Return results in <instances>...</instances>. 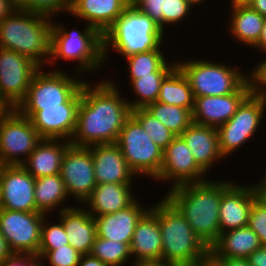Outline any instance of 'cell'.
<instances>
[{
	"label": "cell",
	"mask_w": 266,
	"mask_h": 266,
	"mask_svg": "<svg viewBox=\"0 0 266 266\" xmlns=\"http://www.w3.org/2000/svg\"><path fill=\"white\" fill-rule=\"evenodd\" d=\"M249 71L252 92L266 101V57Z\"/></svg>",
	"instance_id": "7bdbcfd3"
},
{
	"label": "cell",
	"mask_w": 266,
	"mask_h": 266,
	"mask_svg": "<svg viewBox=\"0 0 266 266\" xmlns=\"http://www.w3.org/2000/svg\"><path fill=\"white\" fill-rule=\"evenodd\" d=\"M0 102H7L0 93Z\"/></svg>",
	"instance_id": "91938a15"
},
{
	"label": "cell",
	"mask_w": 266,
	"mask_h": 266,
	"mask_svg": "<svg viewBox=\"0 0 266 266\" xmlns=\"http://www.w3.org/2000/svg\"><path fill=\"white\" fill-rule=\"evenodd\" d=\"M218 62L205 59L176 61V66L189 81L194 97L229 95L249 78V73H242L236 66Z\"/></svg>",
	"instance_id": "52a82bcc"
},
{
	"label": "cell",
	"mask_w": 266,
	"mask_h": 266,
	"mask_svg": "<svg viewBox=\"0 0 266 266\" xmlns=\"http://www.w3.org/2000/svg\"><path fill=\"white\" fill-rule=\"evenodd\" d=\"M56 23L52 27L51 52L48 60L49 65H55L53 70H62L56 68V61L62 59L67 62L75 60L77 65L75 64L74 72L82 77L89 72L99 71L98 68H102L104 64L103 36L88 24L84 25L83 31L75 28L69 31L63 23Z\"/></svg>",
	"instance_id": "8992f818"
},
{
	"label": "cell",
	"mask_w": 266,
	"mask_h": 266,
	"mask_svg": "<svg viewBox=\"0 0 266 266\" xmlns=\"http://www.w3.org/2000/svg\"><path fill=\"white\" fill-rule=\"evenodd\" d=\"M265 110L266 101L251 92L239 105L236 113L217 128L220 152L225 159L257 133Z\"/></svg>",
	"instance_id": "30bf717a"
},
{
	"label": "cell",
	"mask_w": 266,
	"mask_h": 266,
	"mask_svg": "<svg viewBox=\"0 0 266 266\" xmlns=\"http://www.w3.org/2000/svg\"><path fill=\"white\" fill-rule=\"evenodd\" d=\"M146 109L176 136L193 123L192 111L180 106L156 101Z\"/></svg>",
	"instance_id": "d6a6232c"
},
{
	"label": "cell",
	"mask_w": 266,
	"mask_h": 266,
	"mask_svg": "<svg viewBox=\"0 0 266 266\" xmlns=\"http://www.w3.org/2000/svg\"><path fill=\"white\" fill-rule=\"evenodd\" d=\"M77 266H107L102 261H100L98 258L90 255L85 254L82 255L79 261V264Z\"/></svg>",
	"instance_id": "c3c4849f"
},
{
	"label": "cell",
	"mask_w": 266,
	"mask_h": 266,
	"mask_svg": "<svg viewBox=\"0 0 266 266\" xmlns=\"http://www.w3.org/2000/svg\"><path fill=\"white\" fill-rule=\"evenodd\" d=\"M257 183L260 195L266 200V181H261Z\"/></svg>",
	"instance_id": "6f0895ef"
},
{
	"label": "cell",
	"mask_w": 266,
	"mask_h": 266,
	"mask_svg": "<svg viewBox=\"0 0 266 266\" xmlns=\"http://www.w3.org/2000/svg\"><path fill=\"white\" fill-rule=\"evenodd\" d=\"M194 266H224L219 260L214 259L210 254L198 261Z\"/></svg>",
	"instance_id": "f5cc1de1"
},
{
	"label": "cell",
	"mask_w": 266,
	"mask_h": 266,
	"mask_svg": "<svg viewBox=\"0 0 266 266\" xmlns=\"http://www.w3.org/2000/svg\"><path fill=\"white\" fill-rule=\"evenodd\" d=\"M191 7L199 6L201 3L203 4L206 0H185Z\"/></svg>",
	"instance_id": "680465c9"
},
{
	"label": "cell",
	"mask_w": 266,
	"mask_h": 266,
	"mask_svg": "<svg viewBox=\"0 0 266 266\" xmlns=\"http://www.w3.org/2000/svg\"><path fill=\"white\" fill-rule=\"evenodd\" d=\"M81 256L82 254L70 244L51 251H38L41 266H77ZM44 261H47V263Z\"/></svg>",
	"instance_id": "f35d334b"
},
{
	"label": "cell",
	"mask_w": 266,
	"mask_h": 266,
	"mask_svg": "<svg viewBox=\"0 0 266 266\" xmlns=\"http://www.w3.org/2000/svg\"><path fill=\"white\" fill-rule=\"evenodd\" d=\"M58 216L69 244L80 254H89L97 236L94 217L81 205L62 210Z\"/></svg>",
	"instance_id": "cb8c5ba5"
},
{
	"label": "cell",
	"mask_w": 266,
	"mask_h": 266,
	"mask_svg": "<svg viewBox=\"0 0 266 266\" xmlns=\"http://www.w3.org/2000/svg\"><path fill=\"white\" fill-rule=\"evenodd\" d=\"M248 227L259 237L262 246L266 245V200L259 195L251 206Z\"/></svg>",
	"instance_id": "ab89813d"
},
{
	"label": "cell",
	"mask_w": 266,
	"mask_h": 266,
	"mask_svg": "<svg viewBox=\"0 0 266 266\" xmlns=\"http://www.w3.org/2000/svg\"><path fill=\"white\" fill-rule=\"evenodd\" d=\"M0 266H41V261L37 255L14 253Z\"/></svg>",
	"instance_id": "ee69618b"
},
{
	"label": "cell",
	"mask_w": 266,
	"mask_h": 266,
	"mask_svg": "<svg viewBox=\"0 0 266 266\" xmlns=\"http://www.w3.org/2000/svg\"><path fill=\"white\" fill-rule=\"evenodd\" d=\"M131 266H178L171 262H166L164 260H141L133 261Z\"/></svg>",
	"instance_id": "681fc988"
},
{
	"label": "cell",
	"mask_w": 266,
	"mask_h": 266,
	"mask_svg": "<svg viewBox=\"0 0 266 266\" xmlns=\"http://www.w3.org/2000/svg\"><path fill=\"white\" fill-rule=\"evenodd\" d=\"M207 173L196 163L191 150L181 136H176L163 151V163L159 175L154 179L175 187L206 181Z\"/></svg>",
	"instance_id": "2e32d148"
},
{
	"label": "cell",
	"mask_w": 266,
	"mask_h": 266,
	"mask_svg": "<svg viewBox=\"0 0 266 266\" xmlns=\"http://www.w3.org/2000/svg\"><path fill=\"white\" fill-rule=\"evenodd\" d=\"M131 187L133 188L134 185L97 184L92 194L82 205L93 217L115 213L129 206L137 198L133 195L134 190Z\"/></svg>",
	"instance_id": "484cf974"
},
{
	"label": "cell",
	"mask_w": 266,
	"mask_h": 266,
	"mask_svg": "<svg viewBox=\"0 0 266 266\" xmlns=\"http://www.w3.org/2000/svg\"><path fill=\"white\" fill-rule=\"evenodd\" d=\"M100 80L92 85L85 78L82 84L71 145L89 147L116 143L126 119L131 115L127 98L122 97L118 85L110 78Z\"/></svg>",
	"instance_id": "6da1fadb"
},
{
	"label": "cell",
	"mask_w": 266,
	"mask_h": 266,
	"mask_svg": "<svg viewBox=\"0 0 266 266\" xmlns=\"http://www.w3.org/2000/svg\"><path fill=\"white\" fill-rule=\"evenodd\" d=\"M80 101L81 88L61 107L16 109L30 119L42 139L70 141L76 128Z\"/></svg>",
	"instance_id": "7c38bea8"
},
{
	"label": "cell",
	"mask_w": 266,
	"mask_h": 266,
	"mask_svg": "<svg viewBox=\"0 0 266 266\" xmlns=\"http://www.w3.org/2000/svg\"><path fill=\"white\" fill-rule=\"evenodd\" d=\"M35 178L22 165H0V208L36 212Z\"/></svg>",
	"instance_id": "e0dca14e"
},
{
	"label": "cell",
	"mask_w": 266,
	"mask_h": 266,
	"mask_svg": "<svg viewBox=\"0 0 266 266\" xmlns=\"http://www.w3.org/2000/svg\"><path fill=\"white\" fill-rule=\"evenodd\" d=\"M261 247L258 235L245 226L220 233L209 254L214 259L247 258Z\"/></svg>",
	"instance_id": "83f0119b"
},
{
	"label": "cell",
	"mask_w": 266,
	"mask_h": 266,
	"mask_svg": "<svg viewBox=\"0 0 266 266\" xmlns=\"http://www.w3.org/2000/svg\"><path fill=\"white\" fill-rule=\"evenodd\" d=\"M12 109L13 107L8 102H0V124Z\"/></svg>",
	"instance_id": "11a10c76"
},
{
	"label": "cell",
	"mask_w": 266,
	"mask_h": 266,
	"mask_svg": "<svg viewBox=\"0 0 266 266\" xmlns=\"http://www.w3.org/2000/svg\"><path fill=\"white\" fill-rule=\"evenodd\" d=\"M76 76L81 75L69 76L63 70L47 72L41 67L33 76L25 98L16 108L61 107L82 87L85 81Z\"/></svg>",
	"instance_id": "9c48e42d"
},
{
	"label": "cell",
	"mask_w": 266,
	"mask_h": 266,
	"mask_svg": "<svg viewBox=\"0 0 266 266\" xmlns=\"http://www.w3.org/2000/svg\"><path fill=\"white\" fill-rule=\"evenodd\" d=\"M191 150L196 163L207 173L215 162L224 159L220 152L216 127L192 123L180 135Z\"/></svg>",
	"instance_id": "603a6c76"
},
{
	"label": "cell",
	"mask_w": 266,
	"mask_h": 266,
	"mask_svg": "<svg viewBox=\"0 0 266 266\" xmlns=\"http://www.w3.org/2000/svg\"><path fill=\"white\" fill-rule=\"evenodd\" d=\"M16 9L38 13L52 19L70 13L71 0H15ZM54 17V18H53Z\"/></svg>",
	"instance_id": "8d00e7d4"
},
{
	"label": "cell",
	"mask_w": 266,
	"mask_h": 266,
	"mask_svg": "<svg viewBox=\"0 0 266 266\" xmlns=\"http://www.w3.org/2000/svg\"><path fill=\"white\" fill-rule=\"evenodd\" d=\"M175 67L176 62L174 60L170 62L167 60L156 72L132 80L130 82L131 90L138 99L132 101L127 99L130 109L146 108L155 103L159 96L162 81Z\"/></svg>",
	"instance_id": "4dcf8cb0"
},
{
	"label": "cell",
	"mask_w": 266,
	"mask_h": 266,
	"mask_svg": "<svg viewBox=\"0 0 266 266\" xmlns=\"http://www.w3.org/2000/svg\"><path fill=\"white\" fill-rule=\"evenodd\" d=\"M131 4L148 15L163 30V12H165L166 0H132Z\"/></svg>",
	"instance_id": "b9f144b4"
},
{
	"label": "cell",
	"mask_w": 266,
	"mask_h": 266,
	"mask_svg": "<svg viewBox=\"0 0 266 266\" xmlns=\"http://www.w3.org/2000/svg\"><path fill=\"white\" fill-rule=\"evenodd\" d=\"M46 214L0 208V232L14 253L38 256L41 225Z\"/></svg>",
	"instance_id": "4fadbf2b"
},
{
	"label": "cell",
	"mask_w": 266,
	"mask_h": 266,
	"mask_svg": "<svg viewBox=\"0 0 266 266\" xmlns=\"http://www.w3.org/2000/svg\"><path fill=\"white\" fill-rule=\"evenodd\" d=\"M165 36L154 20L130 4L103 35L104 64L109 57V48L125 58L158 49Z\"/></svg>",
	"instance_id": "5b68a950"
},
{
	"label": "cell",
	"mask_w": 266,
	"mask_h": 266,
	"mask_svg": "<svg viewBox=\"0 0 266 266\" xmlns=\"http://www.w3.org/2000/svg\"><path fill=\"white\" fill-rule=\"evenodd\" d=\"M262 181H266V173L264 174L263 178H260Z\"/></svg>",
	"instance_id": "94428289"
},
{
	"label": "cell",
	"mask_w": 266,
	"mask_h": 266,
	"mask_svg": "<svg viewBox=\"0 0 266 266\" xmlns=\"http://www.w3.org/2000/svg\"><path fill=\"white\" fill-rule=\"evenodd\" d=\"M60 176L69 198L73 196L82 206L97 185L90 148L70 145L62 159Z\"/></svg>",
	"instance_id": "5bb4252c"
},
{
	"label": "cell",
	"mask_w": 266,
	"mask_h": 266,
	"mask_svg": "<svg viewBox=\"0 0 266 266\" xmlns=\"http://www.w3.org/2000/svg\"><path fill=\"white\" fill-rule=\"evenodd\" d=\"M163 44L156 50L136 53L125 57L128 65L130 82L139 79L140 76L150 75L156 72L167 60L165 52H162ZM165 55V56H164Z\"/></svg>",
	"instance_id": "e575fe53"
},
{
	"label": "cell",
	"mask_w": 266,
	"mask_h": 266,
	"mask_svg": "<svg viewBox=\"0 0 266 266\" xmlns=\"http://www.w3.org/2000/svg\"><path fill=\"white\" fill-rule=\"evenodd\" d=\"M89 254L98 258L107 266H125L132 258L128 243L98 236H96Z\"/></svg>",
	"instance_id": "836d02e7"
},
{
	"label": "cell",
	"mask_w": 266,
	"mask_h": 266,
	"mask_svg": "<svg viewBox=\"0 0 266 266\" xmlns=\"http://www.w3.org/2000/svg\"><path fill=\"white\" fill-rule=\"evenodd\" d=\"M130 4V0H71L70 15L85 20L103 36Z\"/></svg>",
	"instance_id": "7402d4cb"
},
{
	"label": "cell",
	"mask_w": 266,
	"mask_h": 266,
	"mask_svg": "<svg viewBox=\"0 0 266 266\" xmlns=\"http://www.w3.org/2000/svg\"><path fill=\"white\" fill-rule=\"evenodd\" d=\"M116 144L136 175H144L152 180L159 175L164 150L154 143L132 115L126 119Z\"/></svg>",
	"instance_id": "ba28073f"
},
{
	"label": "cell",
	"mask_w": 266,
	"mask_h": 266,
	"mask_svg": "<svg viewBox=\"0 0 266 266\" xmlns=\"http://www.w3.org/2000/svg\"><path fill=\"white\" fill-rule=\"evenodd\" d=\"M251 92L252 85L248 78L229 95L194 97L193 123L218 128L236 113L239 105Z\"/></svg>",
	"instance_id": "ac0fdd59"
},
{
	"label": "cell",
	"mask_w": 266,
	"mask_h": 266,
	"mask_svg": "<svg viewBox=\"0 0 266 266\" xmlns=\"http://www.w3.org/2000/svg\"><path fill=\"white\" fill-rule=\"evenodd\" d=\"M250 266H266V246H262L247 257Z\"/></svg>",
	"instance_id": "f6af8a7d"
},
{
	"label": "cell",
	"mask_w": 266,
	"mask_h": 266,
	"mask_svg": "<svg viewBox=\"0 0 266 266\" xmlns=\"http://www.w3.org/2000/svg\"><path fill=\"white\" fill-rule=\"evenodd\" d=\"M41 140L30 119L13 108L0 124V165H21Z\"/></svg>",
	"instance_id": "8fae6325"
},
{
	"label": "cell",
	"mask_w": 266,
	"mask_h": 266,
	"mask_svg": "<svg viewBox=\"0 0 266 266\" xmlns=\"http://www.w3.org/2000/svg\"><path fill=\"white\" fill-rule=\"evenodd\" d=\"M131 115L141 124L148 136L163 150L176 135L155 118L146 108L131 110Z\"/></svg>",
	"instance_id": "d590c367"
},
{
	"label": "cell",
	"mask_w": 266,
	"mask_h": 266,
	"mask_svg": "<svg viewBox=\"0 0 266 266\" xmlns=\"http://www.w3.org/2000/svg\"><path fill=\"white\" fill-rule=\"evenodd\" d=\"M136 198L129 206L112 214L94 216L98 237L131 244L138 221L150 209Z\"/></svg>",
	"instance_id": "44dd1931"
},
{
	"label": "cell",
	"mask_w": 266,
	"mask_h": 266,
	"mask_svg": "<svg viewBox=\"0 0 266 266\" xmlns=\"http://www.w3.org/2000/svg\"><path fill=\"white\" fill-rule=\"evenodd\" d=\"M185 0H166L165 12H163V31L165 27L176 25L182 22L186 17H191L190 14L192 9Z\"/></svg>",
	"instance_id": "60d3db41"
},
{
	"label": "cell",
	"mask_w": 266,
	"mask_h": 266,
	"mask_svg": "<svg viewBox=\"0 0 266 266\" xmlns=\"http://www.w3.org/2000/svg\"><path fill=\"white\" fill-rule=\"evenodd\" d=\"M71 145L63 139H42L21 164L35 179L60 174L62 159Z\"/></svg>",
	"instance_id": "d4e9b609"
},
{
	"label": "cell",
	"mask_w": 266,
	"mask_h": 266,
	"mask_svg": "<svg viewBox=\"0 0 266 266\" xmlns=\"http://www.w3.org/2000/svg\"><path fill=\"white\" fill-rule=\"evenodd\" d=\"M34 197L36 202V212H41L49 216L56 207H60L58 212L69 209L74 205H63L69 199L65 189L64 181L60 174L45 176L35 179ZM62 205V206H61ZM50 212V213H49Z\"/></svg>",
	"instance_id": "f546056e"
},
{
	"label": "cell",
	"mask_w": 266,
	"mask_h": 266,
	"mask_svg": "<svg viewBox=\"0 0 266 266\" xmlns=\"http://www.w3.org/2000/svg\"><path fill=\"white\" fill-rule=\"evenodd\" d=\"M232 180H206L169 189L166 197L179 209L193 232L210 249L220 234L221 194Z\"/></svg>",
	"instance_id": "7a4b0ae2"
},
{
	"label": "cell",
	"mask_w": 266,
	"mask_h": 266,
	"mask_svg": "<svg viewBox=\"0 0 266 266\" xmlns=\"http://www.w3.org/2000/svg\"><path fill=\"white\" fill-rule=\"evenodd\" d=\"M255 50L261 51L266 55V18L263 24V28L261 31L260 38L258 39V42L253 46Z\"/></svg>",
	"instance_id": "816d5d0a"
},
{
	"label": "cell",
	"mask_w": 266,
	"mask_h": 266,
	"mask_svg": "<svg viewBox=\"0 0 266 266\" xmlns=\"http://www.w3.org/2000/svg\"><path fill=\"white\" fill-rule=\"evenodd\" d=\"M253 184V185H252ZM233 183L221 194L220 233L248 226L253 201L260 195L257 184ZM250 185V186H248Z\"/></svg>",
	"instance_id": "d6986e66"
},
{
	"label": "cell",
	"mask_w": 266,
	"mask_h": 266,
	"mask_svg": "<svg viewBox=\"0 0 266 266\" xmlns=\"http://www.w3.org/2000/svg\"><path fill=\"white\" fill-rule=\"evenodd\" d=\"M228 31L240 45L253 47L260 38L265 17L251 7L231 8Z\"/></svg>",
	"instance_id": "f1b7e54d"
},
{
	"label": "cell",
	"mask_w": 266,
	"mask_h": 266,
	"mask_svg": "<svg viewBox=\"0 0 266 266\" xmlns=\"http://www.w3.org/2000/svg\"><path fill=\"white\" fill-rule=\"evenodd\" d=\"M250 7L266 18V0H254Z\"/></svg>",
	"instance_id": "db71d44e"
},
{
	"label": "cell",
	"mask_w": 266,
	"mask_h": 266,
	"mask_svg": "<svg viewBox=\"0 0 266 266\" xmlns=\"http://www.w3.org/2000/svg\"><path fill=\"white\" fill-rule=\"evenodd\" d=\"M51 19L15 9L0 22V48L27 56L43 68L50 59L52 27L56 21Z\"/></svg>",
	"instance_id": "3957f363"
},
{
	"label": "cell",
	"mask_w": 266,
	"mask_h": 266,
	"mask_svg": "<svg viewBox=\"0 0 266 266\" xmlns=\"http://www.w3.org/2000/svg\"><path fill=\"white\" fill-rule=\"evenodd\" d=\"M40 68L27 56L0 48V93L13 108L25 98Z\"/></svg>",
	"instance_id": "9a60e30c"
},
{
	"label": "cell",
	"mask_w": 266,
	"mask_h": 266,
	"mask_svg": "<svg viewBox=\"0 0 266 266\" xmlns=\"http://www.w3.org/2000/svg\"><path fill=\"white\" fill-rule=\"evenodd\" d=\"M150 209L158 217L162 260L178 266H194L209 254V249L193 232L184 215L165 195Z\"/></svg>",
	"instance_id": "277c9868"
},
{
	"label": "cell",
	"mask_w": 266,
	"mask_h": 266,
	"mask_svg": "<svg viewBox=\"0 0 266 266\" xmlns=\"http://www.w3.org/2000/svg\"><path fill=\"white\" fill-rule=\"evenodd\" d=\"M157 101L193 110L192 89L189 81L177 66L162 81Z\"/></svg>",
	"instance_id": "1f68e13d"
},
{
	"label": "cell",
	"mask_w": 266,
	"mask_h": 266,
	"mask_svg": "<svg viewBox=\"0 0 266 266\" xmlns=\"http://www.w3.org/2000/svg\"><path fill=\"white\" fill-rule=\"evenodd\" d=\"M97 184H134L137 175L126 163L122 151L116 143L89 146ZM134 182V183H133Z\"/></svg>",
	"instance_id": "ffe728a7"
},
{
	"label": "cell",
	"mask_w": 266,
	"mask_h": 266,
	"mask_svg": "<svg viewBox=\"0 0 266 266\" xmlns=\"http://www.w3.org/2000/svg\"><path fill=\"white\" fill-rule=\"evenodd\" d=\"M15 9V0H0V22Z\"/></svg>",
	"instance_id": "bcb514c9"
},
{
	"label": "cell",
	"mask_w": 266,
	"mask_h": 266,
	"mask_svg": "<svg viewBox=\"0 0 266 266\" xmlns=\"http://www.w3.org/2000/svg\"><path fill=\"white\" fill-rule=\"evenodd\" d=\"M44 217L41 225L40 245L38 251H51L69 244L63 224L58 220V223H49L50 221Z\"/></svg>",
	"instance_id": "74e56055"
},
{
	"label": "cell",
	"mask_w": 266,
	"mask_h": 266,
	"mask_svg": "<svg viewBox=\"0 0 266 266\" xmlns=\"http://www.w3.org/2000/svg\"><path fill=\"white\" fill-rule=\"evenodd\" d=\"M224 266H250L247 258H226V259H217Z\"/></svg>",
	"instance_id": "f907efd6"
},
{
	"label": "cell",
	"mask_w": 266,
	"mask_h": 266,
	"mask_svg": "<svg viewBox=\"0 0 266 266\" xmlns=\"http://www.w3.org/2000/svg\"><path fill=\"white\" fill-rule=\"evenodd\" d=\"M130 252L135 261L162 260L161 230L158 217L151 209L142 216L136 225Z\"/></svg>",
	"instance_id": "4316f807"
},
{
	"label": "cell",
	"mask_w": 266,
	"mask_h": 266,
	"mask_svg": "<svg viewBox=\"0 0 266 266\" xmlns=\"http://www.w3.org/2000/svg\"><path fill=\"white\" fill-rule=\"evenodd\" d=\"M254 0H230L231 8L250 7Z\"/></svg>",
	"instance_id": "9f6ffc18"
},
{
	"label": "cell",
	"mask_w": 266,
	"mask_h": 266,
	"mask_svg": "<svg viewBox=\"0 0 266 266\" xmlns=\"http://www.w3.org/2000/svg\"><path fill=\"white\" fill-rule=\"evenodd\" d=\"M14 252L11 250L9 243L0 232V263L4 262L8 257L12 256Z\"/></svg>",
	"instance_id": "7dc6e473"
}]
</instances>
